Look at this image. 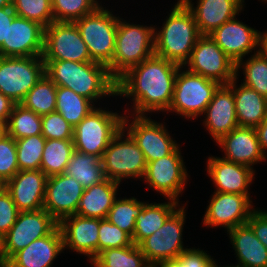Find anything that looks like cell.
I'll list each match as a JSON object with an SVG mask.
<instances>
[{
  "mask_svg": "<svg viewBox=\"0 0 267 267\" xmlns=\"http://www.w3.org/2000/svg\"><path fill=\"white\" fill-rule=\"evenodd\" d=\"M181 66L157 55L127 70L116 80V96L131 98L133 115L168 111Z\"/></svg>",
  "mask_w": 267,
  "mask_h": 267,
  "instance_id": "1",
  "label": "cell"
},
{
  "mask_svg": "<svg viewBox=\"0 0 267 267\" xmlns=\"http://www.w3.org/2000/svg\"><path fill=\"white\" fill-rule=\"evenodd\" d=\"M45 74L57 85L69 88L93 103L116 96V80L108 67L97 62L44 60ZM98 99V101H97Z\"/></svg>",
  "mask_w": 267,
  "mask_h": 267,
  "instance_id": "2",
  "label": "cell"
},
{
  "mask_svg": "<svg viewBox=\"0 0 267 267\" xmlns=\"http://www.w3.org/2000/svg\"><path fill=\"white\" fill-rule=\"evenodd\" d=\"M171 10L160 31L154 26L155 55L184 66L202 35L192 11L182 0Z\"/></svg>",
  "mask_w": 267,
  "mask_h": 267,
  "instance_id": "3",
  "label": "cell"
},
{
  "mask_svg": "<svg viewBox=\"0 0 267 267\" xmlns=\"http://www.w3.org/2000/svg\"><path fill=\"white\" fill-rule=\"evenodd\" d=\"M155 54L154 26L126 22L119 17L110 75L117 80L127 70Z\"/></svg>",
  "mask_w": 267,
  "mask_h": 267,
  "instance_id": "4",
  "label": "cell"
},
{
  "mask_svg": "<svg viewBox=\"0 0 267 267\" xmlns=\"http://www.w3.org/2000/svg\"><path fill=\"white\" fill-rule=\"evenodd\" d=\"M94 108L73 129L75 150L84 154L103 156L112 139L123 128L124 114Z\"/></svg>",
  "mask_w": 267,
  "mask_h": 267,
  "instance_id": "5",
  "label": "cell"
},
{
  "mask_svg": "<svg viewBox=\"0 0 267 267\" xmlns=\"http://www.w3.org/2000/svg\"><path fill=\"white\" fill-rule=\"evenodd\" d=\"M104 8L101 4L93 13L74 23L87 45L91 59L109 67L115 52L119 16H114L112 11Z\"/></svg>",
  "mask_w": 267,
  "mask_h": 267,
  "instance_id": "6",
  "label": "cell"
},
{
  "mask_svg": "<svg viewBox=\"0 0 267 267\" xmlns=\"http://www.w3.org/2000/svg\"><path fill=\"white\" fill-rule=\"evenodd\" d=\"M182 68L177 72L173 99L167 113L175 112L194 120L204 114L221 84Z\"/></svg>",
  "mask_w": 267,
  "mask_h": 267,
  "instance_id": "7",
  "label": "cell"
},
{
  "mask_svg": "<svg viewBox=\"0 0 267 267\" xmlns=\"http://www.w3.org/2000/svg\"><path fill=\"white\" fill-rule=\"evenodd\" d=\"M101 160L105 177L118 183L126 178L141 180L147 165L143 152L123 128L109 143Z\"/></svg>",
  "mask_w": 267,
  "mask_h": 267,
  "instance_id": "8",
  "label": "cell"
},
{
  "mask_svg": "<svg viewBox=\"0 0 267 267\" xmlns=\"http://www.w3.org/2000/svg\"><path fill=\"white\" fill-rule=\"evenodd\" d=\"M44 74L42 56L0 57V92L20 104Z\"/></svg>",
  "mask_w": 267,
  "mask_h": 267,
  "instance_id": "9",
  "label": "cell"
},
{
  "mask_svg": "<svg viewBox=\"0 0 267 267\" xmlns=\"http://www.w3.org/2000/svg\"><path fill=\"white\" fill-rule=\"evenodd\" d=\"M184 206L185 204L178 207L162 227L138 244L151 266H157L163 261L177 260L183 251L189 249L184 247L182 241L186 221Z\"/></svg>",
  "mask_w": 267,
  "mask_h": 267,
  "instance_id": "10",
  "label": "cell"
},
{
  "mask_svg": "<svg viewBox=\"0 0 267 267\" xmlns=\"http://www.w3.org/2000/svg\"><path fill=\"white\" fill-rule=\"evenodd\" d=\"M129 117L132 118L131 123ZM165 126L163 123L153 121L150 116L148 118L147 114H130L123 118L124 131H127L137 143L144 154L146 163L172 154L180 146L170 136Z\"/></svg>",
  "mask_w": 267,
  "mask_h": 267,
  "instance_id": "11",
  "label": "cell"
},
{
  "mask_svg": "<svg viewBox=\"0 0 267 267\" xmlns=\"http://www.w3.org/2000/svg\"><path fill=\"white\" fill-rule=\"evenodd\" d=\"M183 68L220 84H229L236 77V64L210 35H202L198 39Z\"/></svg>",
  "mask_w": 267,
  "mask_h": 267,
  "instance_id": "12",
  "label": "cell"
},
{
  "mask_svg": "<svg viewBox=\"0 0 267 267\" xmlns=\"http://www.w3.org/2000/svg\"><path fill=\"white\" fill-rule=\"evenodd\" d=\"M42 58L94 62L74 22L53 21L45 28Z\"/></svg>",
  "mask_w": 267,
  "mask_h": 267,
  "instance_id": "13",
  "label": "cell"
},
{
  "mask_svg": "<svg viewBox=\"0 0 267 267\" xmlns=\"http://www.w3.org/2000/svg\"><path fill=\"white\" fill-rule=\"evenodd\" d=\"M187 178L188 173L178 147L172 154L148 162L142 179L148 187L165 198L179 202V195L185 190Z\"/></svg>",
  "mask_w": 267,
  "mask_h": 267,
  "instance_id": "14",
  "label": "cell"
},
{
  "mask_svg": "<svg viewBox=\"0 0 267 267\" xmlns=\"http://www.w3.org/2000/svg\"><path fill=\"white\" fill-rule=\"evenodd\" d=\"M250 195L215 192L203 217L206 227L221 226L227 231L247 223L255 210Z\"/></svg>",
  "mask_w": 267,
  "mask_h": 267,
  "instance_id": "15",
  "label": "cell"
},
{
  "mask_svg": "<svg viewBox=\"0 0 267 267\" xmlns=\"http://www.w3.org/2000/svg\"><path fill=\"white\" fill-rule=\"evenodd\" d=\"M58 222L45 210L19 212L16 222L4 235L6 259L38 238L49 235Z\"/></svg>",
  "mask_w": 267,
  "mask_h": 267,
  "instance_id": "16",
  "label": "cell"
},
{
  "mask_svg": "<svg viewBox=\"0 0 267 267\" xmlns=\"http://www.w3.org/2000/svg\"><path fill=\"white\" fill-rule=\"evenodd\" d=\"M45 27L16 16L8 26L7 42L0 46V57L42 56Z\"/></svg>",
  "mask_w": 267,
  "mask_h": 267,
  "instance_id": "17",
  "label": "cell"
},
{
  "mask_svg": "<svg viewBox=\"0 0 267 267\" xmlns=\"http://www.w3.org/2000/svg\"><path fill=\"white\" fill-rule=\"evenodd\" d=\"M84 188L73 177L62 173L48 177L45 189V209L58 223L76 214Z\"/></svg>",
  "mask_w": 267,
  "mask_h": 267,
  "instance_id": "18",
  "label": "cell"
},
{
  "mask_svg": "<svg viewBox=\"0 0 267 267\" xmlns=\"http://www.w3.org/2000/svg\"><path fill=\"white\" fill-rule=\"evenodd\" d=\"M260 31L240 22L235 17L213 31L210 36L224 53L235 63L245 55L258 51Z\"/></svg>",
  "mask_w": 267,
  "mask_h": 267,
  "instance_id": "19",
  "label": "cell"
},
{
  "mask_svg": "<svg viewBox=\"0 0 267 267\" xmlns=\"http://www.w3.org/2000/svg\"><path fill=\"white\" fill-rule=\"evenodd\" d=\"M58 226L62 233L64 250L83 254L90 262L98 255L99 219L74 214L62 219Z\"/></svg>",
  "mask_w": 267,
  "mask_h": 267,
  "instance_id": "20",
  "label": "cell"
},
{
  "mask_svg": "<svg viewBox=\"0 0 267 267\" xmlns=\"http://www.w3.org/2000/svg\"><path fill=\"white\" fill-rule=\"evenodd\" d=\"M47 179L42 170H21L5 183L20 212L43 209Z\"/></svg>",
  "mask_w": 267,
  "mask_h": 267,
  "instance_id": "21",
  "label": "cell"
},
{
  "mask_svg": "<svg viewBox=\"0 0 267 267\" xmlns=\"http://www.w3.org/2000/svg\"><path fill=\"white\" fill-rule=\"evenodd\" d=\"M207 173L216 187L215 192L250 195L255 170L220 157H208Z\"/></svg>",
  "mask_w": 267,
  "mask_h": 267,
  "instance_id": "22",
  "label": "cell"
},
{
  "mask_svg": "<svg viewBox=\"0 0 267 267\" xmlns=\"http://www.w3.org/2000/svg\"><path fill=\"white\" fill-rule=\"evenodd\" d=\"M204 115L206 116H203L205 118L203 125L215 142L239 126L233 90L228 84H221L218 87Z\"/></svg>",
  "mask_w": 267,
  "mask_h": 267,
  "instance_id": "23",
  "label": "cell"
},
{
  "mask_svg": "<svg viewBox=\"0 0 267 267\" xmlns=\"http://www.w3.org/2000/svg\"><path fill=\"white\" fill-rule=\"evenodd\" d=\"M224 151L222 158L242 164L253 169V166L265 162V154L260 149L254 127H236L216 142Z\"/></svg>",
  "mask_w": 267,
  "mask_h": 267,
  "instance_id": "24",
  "label": "cell"
},
{
  "mask_svg": "<svg viewBox=\"0 0 267 267\" xmlns=\"http://www.w3.org/2000/svg\"><path fill=\"white\" fill-rule=\"evenodd\" d=\"M63 250V237L57 226L49 235L34 240L16 252L6 267H51Z\"/></svg>",
  "mask_w": 267,
  "mask_h": 267,
  "instance_id": "25",
  "label": "cell"
},
{
  "mask_svg": "<svg viewBox=\"0 0 267 267\" xmlns=\"http://www.w3.org/2000/svg\"><path fill=\"white\" fill-rule=\"evenodd\" d=\"M192 11L201 35H210L225 22L234 19L243 10L240 0H182Z\"/></svg>",
  "mask_w": 267,
  "mask_h": 267,
  "instance_id": "26",
  "label": "cell"
},
{
  "mask_svg": "<svg viewBox=\"0 0 267 267\" xmlns=\"http://www.w3.org/2000/svg\"><path fill=\"white\" fill-rule=\"evenodd\" d=\"M238 260L235 267H267V248L246 223L227 231Z\"/></svg>",
  "mask_w": 267,
  "mask_h": 267,
  "instance_id": "27",
  "label": "cell"
},
{
  "mask_svg": "<svg viewBox=\"0 0 267 267\" xmlns=\"http://www.w3.org/2000/svg\"><path fill=\"white\" fill-rule=\"evenodd\" d=\"M234 94L235 112L239 127H257L267 114V98L241 83L235 77L228 84Z\"/></svg>",
  "mask_w": 267,
  "mask_h": 267,
  "instance_id": "28",
  "label": "cell"
},
{
  "mask_svg": "<svg viewBox=\"0 0 267 267\" xmlns=\"http://www.w3.org/2000/svg\"><path fill=\"white\" fill-rule=\"evenodd\" d=\"M120 183L106 178L99 184L84 189L76 214L82 217L106 219L115 199Z\"/></svg>",
  "mask_w": 267,
  "mask_h": 267,
  "instance_id": "29",
  "label": "cell"
},
{
  "mask_svg": "<svg viewBox=\"0 0 267 267\" xmlns=\"http://www.w3.org/2000/svg\"><path fill=\"white\" fill-rule=\"evenodd\" d=\"M167 203H149L147 202L139 215L136 217V225L132 241L138 245L142 240L152 235L165 221L180 207L178 201L173 199Z\"/></svg>",
  "mask_w": 267,
  "mask_h": 267,
  "instance_id": "30",
  "label": "cell"
},
{
  "mask_svg": "<svg viewBox=\"0 0 267 267\" xmlns=\"http://www.w3.org/2000/svg\"><path fill=\"white\" fill-rule=\"evenodd\" d=\"M65 174L75 178L84 189L99 184L106 179L102 160L95 155L74 151Z\"/></svg>",
  "mask_w": 267,
  "mask_h": 267,
  "instance_id": "31",
  "label": "cell"
},
{
  "mask_svg": "<svg viewBox=\"0 0 267 267\" xmlns=\"http://www.w3.org/2000/svg\"><path fill=\"white\" fill-rule=\"evenodd\" d=\"M95 104L73 90L57 86L56 109L61 116L73 127L78 125L94 108ZM95 106V107H94Z\"/></svg>",
  "mask_w": 267,
  "mask_h": 267,
  "instance_id": "32",
  "label": "cell"
},
{
  "mask_svg": "<svg viewBox=\"0 0 267 267\" xmlns=\"http://www.w3.org/2000/svg\"><path fill=\"white\" fill-rule=\"evenodd\" d=\"M74 151L73 140L46 139L40 170L47 177L64 173Z\"/></svg>",
  "mask_w": 267,
  "mask_h": 267,
  "instance_id": "33",
  "label": "cell"
},
{
  "mask_svg": "<svg viewBox=\"0 0 267 267\" xmlns=\"http://www.w3.org/2000/svg\"><path fill=\"white\" fill-rule=\"evenodd\" d=\"M91 264L93 267H151L138 245L134 243L126 247L103 250Z\"/></svg>",
  "mask_w": 267,
  "mask_h": 267,
  "instance_id": "34",
  "label": "cell"
},
{
  "mask_svg": "<svg viewBox=\"0 0 267 267\" xmlns=\"http://www.w3.org/2000/svg\"><path fill=\"white\" fill-rule=\"evenodd\" d=\"M56 89L57 85L44 74L20 104L40 116L55 112Z\"/></svg>",
  "mask_w": 267,
  "mask_h": 267,
  "instance_id": "35",
  "label": "cell"
},
{
  "mask_svg": "<svg viewBox=\"0 0 267 267\" xmlns=\"http://www.w3.org/2000/svg\"><path fill=\"white\" fill-rule=\"evenodd\" d=\"M6 133L15 140L41 135V116L21 104H15L6 124Z\"/></svg>",
  "mask_w": 267,
  "mask_h": 267,
  "instance_id": "36",
  "label": "cell"
},
{
  "mask_svg": "<svg viewBox=\"0 0 267 267\" xmlns=\"http://www.w3.org/2000/svg\"><path fill=\"white\" fill-rule=\"evenodd\" d=\"M147 202L132 198H116L106 219L133 237L136 217Z\"/></svg>",
  "mask_w": 267,
  "mask_h": 267,
  "instance_id": "37",
  "label": "cell"
},
{
  "mask_svg": "<svg viewBox=\"0 0 267 267\" xmlns=\"http://www.w3.org/2000/svg\"><path fill=\"white\" fill-rule=\"evenodd\" d=\"M250 56L246 61L242 59L236 64V78L242 69L245 74L242 84L267 98V60L258 51Z\"/></svg>",
  "mask_w": 267,
  "mask_h": 267,
  "instance_id": "38",
  "label": "cell"
},
{
  "mask_svg": "<svg viewBox=\"0 0 267 267\" xmlns=\"http://www.w3.org/2000/svg\"><path fill=\"white\" fill-rule=\"evenodd\" d=\"M19 171L40 170L46 138L41 135L15 140Z\"/></svg>",
  "mask_w": 267,
  "mask_h": 267,
  "instance_id": "39",
  "label": "cell"
},
{
  "mask_svg": "<svg viewBox=\"0 0 267 267\" xmlns=\"http://www.w3.org/2000/svg\"><path fill=\"white\" fill-rule=\"evenodd\" d=\"M97 0H51L56 22H74L93 13L100 4Z\"/></svg>",
  "mask_w": 267,
  "mask_h": 267,
  "instance_id": "40",
  "label": "cell"
},
{
  "mask_svg": "<svg viewBox=\"0 0 267 267\" xmlns=\"http://www.w3.org/2000/svg\"><path fill=\"white\" fill-rule=\"evenodd\" d=\"M17 16L38 22L45 28L53 21L51 0H12Z\"/></svg>",
  "mask_w": 267,
  "mask_h": 267,
  "instance_id": "41",
  "label": "cell"
},
{
  "mask_svg": "<svg viewBox=\"0 0 267 267\" xmlns=\"http://www.w3.org/2000/svg\"><path fill=\"white\" fill-rule=\"evenodd\" d=\"M98 254L110 248L126 247L133 244L132 237L107 219H99Z\"/></svg>",
  "mask_w": 267,
  "mask_h": 267,
  "instance_id": "42",
  "label": "cell"
},
{
  "mask_svg": "<svg viewBox=\"0 0 267 267\" xmlns=\"http://www.w3.org/2000/svg\"><path fill=\"white\" fill-rule=\"evenodd\" d=\"M18 171L16 142L6 133L0 139V181L6 183Z\"/></svg>",
  "mask_w": 267,
  "mask_h": 267,
  "instance_id": "43",
  "label": "cell"
},
{
  "mask_svg": "<svg viewBox=\"0 0 267 267\" xmlns=\"http://www.w3.org/2000/svg\"><path fill=\"white\" fill-rule=\"evenodd\" d=\"M42 135L46 139L73 140V129L58 112L41 116Z\"/></svg>",
  "mask_w": 267,
  "mask_h": 267,
  "instance_id": "44",
  "label": "cell"
},
{
  "mask_svg": "<svg viewBox=\"0 0 267 267\" xmlns=\"http://www.w3.org/2000/svg\"><path fill=\"white\" fill-rule=\"evenodd\" d=\"M215 260L201 249L189 248L177 260L163 261L156 267H215Z\"/></svg>",
  "mask_w": 267,
  "mask_h": 267,
  "instance_id": "45",
  "label": "cell"
},
{
  "mask_svg": "<svg viewBox=\"0 0 267 267\" xmlns=\"http://www.w3.org/2000/svg\"><path fill=\"white\" fill-rule=\"evenodd\" d=\"M19 210L9 192L5 189L0 194V233L5 235L16 222Z\"/></svg>",
  "mask_w": 267,
  "mask_h": 267,
  "instance_id": "46",
  "label": "cell"
},
{
  "mask_svg": "<svg viewBox=\"0 0 267 267\" xmlns=\"http://www.w3.org/2000/svg\"><path fill=\"white\" fill-rule=\"evenodd\" d=\"M255 236L267 248V211L255 209L247 220Z\"/></svg>",
  "mask_w": 267,
  "mask_h": 267,
  "instance_id": "47",
  "label": "cell"
},
{
  "mask_svg": "<svg viewBox=\"0 0 267 267\" xmlns=\"http://www.w3.org/2000/svg\"><path fill=\"white\" fill-rule=\"evenodd\" d=\"M16 16L12 5L0 9V46L3 42H7L8 26Z\"/></svg>",
  "mask_w": 267,
  "mask_h": 267,
  "instance_id": "48",
  "label": "cell"
},
{
  "mask_svg": "<svg viewBox=\"0 0 267 267\" xmlns=\"http://www.w3.org/2000/svg\"><path fill=\"white\" fill-rule=\"evenodd\" d=\"M15 103L0 92V122L7 124Z\"/></svg>",
  "mask_w": 267,
  "mask_h": 267,
  "instance_id": "49",
  "label": "cell"
},
{
  "mask_svg": "<svg viewBox=\"0 0 267 267\" xmlns=\"http://www.w3.org/2000/svg\"><path fill=\"white\" fill-rule=\"evenodd\" d=\"M257 138L260 144V149L267 156V114L263 121L255 127Z\"/></svg>",
  "mask_w": 267,
  "mask_h": 267,
  "instance_id": "50",
  "label": "cell"
},
{
  "mask_svg": "<svg viewBox=\"0 0 267 267\" xmlns=\"http://www.w3.org/2000/svg\"><path fill=\"white\" fill-rule=\"evenodd\" d=\"M258 53H260L267 60V31H260Z\"/></svg>",
  "mask_w": 267,
  "mask_h": 267,
  "instance_id": "51",
  "label": "cell"
},
{
  "mask_svg": "<svg viewBox=\"0 0 267 267\" xmlns=\"http://www.w3.org/2000/svg\"><path fill=\"white\" fill-rule=\"evenodd\" d=\"M7 263L4 235L0 233V267H6Z\"/></svg>",
  "mask_w": 267,
  "mask_h": 267,
  "instance_id": "52",
  "label": "cell"
},
{
  "mask_svg": "<svg viewBox=\"0 0 267 267\" xmlns=\"http://www.w3.org/2000/svg\"><path fill=\"white\" fill-rule=\"evenodd\" d=\"M12 0H0V9L11 6Z\"/></svg>",
  "mask_w": 267,
  "mask_h": 267,
  "instance_id": "53",
  "label": "cell"
},
{
  "mask_svg": "<svg viewBox=\"0 0 267 267\" xmlns=\"http://www.w3.org/2000/svg\"><path fill=\"white\" fill-rule=\"evenodd\" d=\"M6 134V124L0 122V139Z\"/></svg>",
  "mask_w": 267,
  "mask_h": 267,
  "instance_id": "54",
  "label": "cell"
},
{
  "mask_svg": "<svg viewBox=\"0 0 267 267\" xmlns=\"http://www.w3.org/2000/svg\"><path fill=\"white\" fill-rule=\"evenodd\" d=\"M6 189L5 182L0 181V194Z\"/></svg>",
  "mask_w": 267,
  "mask_h": 267,
  "instance_id": "55",
  "label": "cell"
},
{
  "mask_svg": "<svg viewBox=\"0 0 267 267\" xmlns=\"http://www.w3.org/2000/svg\"><path fill=\"white\" fill-rule=\"evenodd\" d=\"M215 267H222V266H218L217 263L215 262ZM223 267H235L234 265H230V266H223Z\"/></svg>",
  "mask_w": 267,
  "mask_h": 267,
  "instance_id": "56",
  "label": "cell"
},
{
  "mask_svg": "<svg viewBox=\"0 0 267 267\" xmlns=\"http://www.w3.org/2000/svg\"><path fill=\"white\" fill-rule=\"evenodd\" d=\"M240 1H241L242 5L244 6L245 4H243V3H244L245 0H240ZM263 1H265V3L267 2V0H262V2Z\"/></svg>",
  "mask_w": 267,
  "mask_h": 267,
  "instance_id": "57",
  "label": "cell"
}]
</instances>
